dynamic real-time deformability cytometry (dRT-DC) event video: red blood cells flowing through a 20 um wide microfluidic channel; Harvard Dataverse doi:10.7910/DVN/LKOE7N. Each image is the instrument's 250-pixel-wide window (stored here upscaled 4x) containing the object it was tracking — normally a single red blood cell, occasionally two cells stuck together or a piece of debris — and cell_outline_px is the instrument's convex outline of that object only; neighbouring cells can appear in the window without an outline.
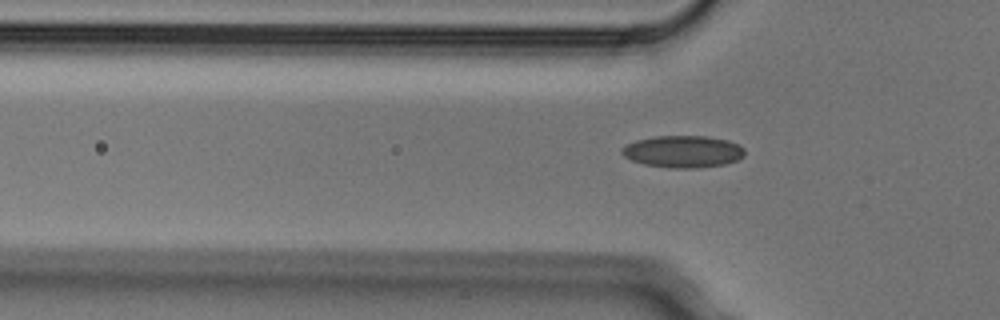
{"species": "Egyptian fruit bat (a non-hibernating species)", "species_latin": "Rousettus aegyptiacus", "temperature_condition": "cold", "stored_images_in_passage": 5, "camera_frame_rate_fps": 3000, "um_per_image_px": 0.085, "animal": {"sex": "male"}, "frame": {"image": 1, "passage_image": 5, "time_ms": 1.333, "image_size_px": [1000, 320], "cell_outline_px": [[744, 156], [736, 160], [724, 164], [696, 168], [672, 168], [644, 164], [632, 160], [624, 156], [620, 152], [620, 148], [636, 140], [656, 136], [708, 136], [728, 140], [740, 144], [744, 148]], "centroid_in_image_um": [58.06, 12.87], "position_along_channel_um": 67.7, "area_um2": 22.95}}